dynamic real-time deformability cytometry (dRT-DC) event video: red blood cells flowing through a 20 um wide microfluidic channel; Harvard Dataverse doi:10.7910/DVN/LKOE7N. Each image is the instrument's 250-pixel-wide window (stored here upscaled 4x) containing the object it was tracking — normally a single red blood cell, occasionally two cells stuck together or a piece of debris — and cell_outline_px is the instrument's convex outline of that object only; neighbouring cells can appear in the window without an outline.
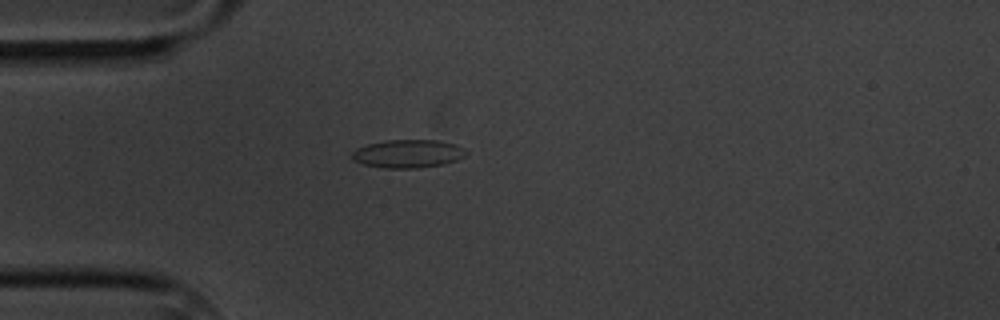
{"species": "common noctule bat (a hibernating species)", "species_latin": "Nyctalus noctula", "temperature_condition": "cold", "stored_images_in_passage": 6, "camera_frame_rate_fps": 3000, "um_per_image_px": 0.085, "animal": {"sex": "male", "body_mass_g": 20.1, "forearm_length_mm": 53.5}, "frame": {"image": 1, "passage_image": 5, "time_ms": 4.667, "image_size_px": [1000, 320], "cell_outline_px": [[468, 152], [464, 156], [456, 160], [444, 164], [416, 168], [384, 168], [364, 164], [352, 160], [352, 152], [356, 148], [368, 144], [388, 140], [440, 140], [456, 144], [464, 148]], "centroid_in_image_um": [34.69, 13.06], "position_along_channel_um": 50.3, "area_um2": 18.79}}